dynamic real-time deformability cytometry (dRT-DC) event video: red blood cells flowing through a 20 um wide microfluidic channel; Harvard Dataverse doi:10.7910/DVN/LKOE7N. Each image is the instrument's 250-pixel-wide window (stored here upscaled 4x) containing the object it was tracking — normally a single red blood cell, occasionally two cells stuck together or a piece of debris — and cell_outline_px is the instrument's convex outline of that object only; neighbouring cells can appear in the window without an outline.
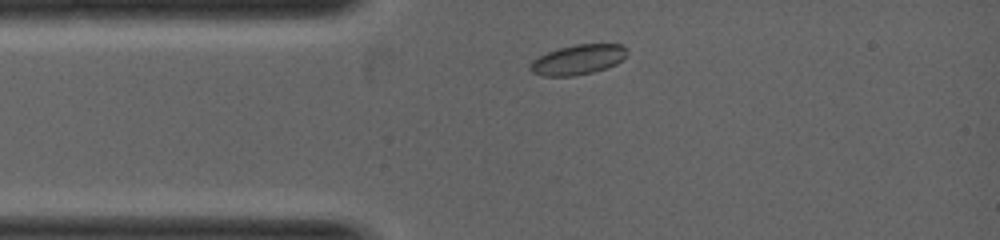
{"species": "common noctule bat (a hibernating species)", "species_latin": "Nyctalus noctula", "temperature_condition": "warm", "stored_images_in_passage": 2, "camera_frame_rate_fps": 5000, "um_per_image_px": 0.085, "animal": {"sex": "female", "body_mass_g": 19.0, "forearm_length_mm": 53.3}, "frame": {"image": 1, "passage_image": 2, "time_ms": 0.4, "image_size_px": [1000, 240], "cell_outline_px": [[628, 52], [616, 64], [592, 72], [576, 76], [544, 76], [532, 72], [528, 68], [532, 60], [548, 52], [560, 48], [576, 44], [620, 44], [628, 48]], "centroid_in_image_um": [49.12, 5.07], "position_along_channel_um": 35.9, "area_um2": 16.76}}